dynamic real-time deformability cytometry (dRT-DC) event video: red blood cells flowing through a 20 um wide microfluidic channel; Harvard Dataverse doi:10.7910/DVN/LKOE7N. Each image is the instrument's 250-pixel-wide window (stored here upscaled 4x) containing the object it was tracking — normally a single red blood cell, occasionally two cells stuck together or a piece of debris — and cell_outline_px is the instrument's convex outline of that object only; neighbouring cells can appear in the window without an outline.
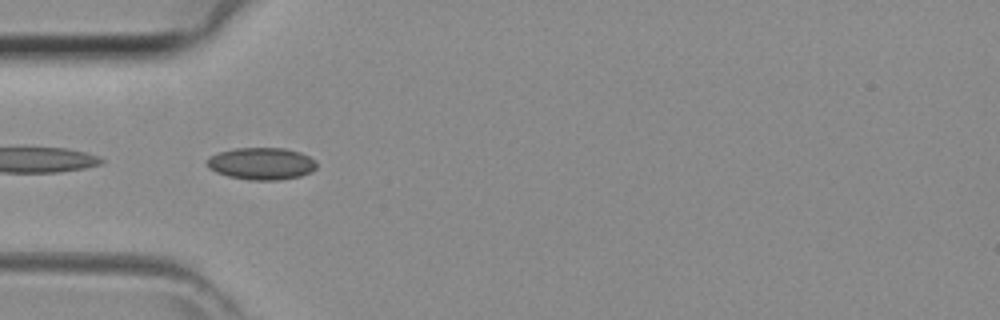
{"species": "common noctule bat (a hibernating species)", "species_latin": "Nyctalus noctula", "temperature_condition": "room temperature", "stored_images_in_passage": 37, "camera_frame_rate_fps": 3000, "um_per_image_px": 0.085, "animal": {"sex": "female", "body_mass_g": 29.2, "forearm_length_mm": 56.3}, "frame": {"image": 1, "passage_image": 8, "time_ms": 2.333, "image_size_px": [1000, 320], "cell_outline_px": [[316, 168], [312, 172], [300, 176], [280, 180], [248, 180], [228, 176], [216, 172], [208, 168], [208, 156], [220, 152], [236, 148], [284, 148], [300, 152], [316, 160]], "centroid_in_image_um": [22.24, 13.91], "position_along_channel_um": 62.8, "area_um2": 20.58}}
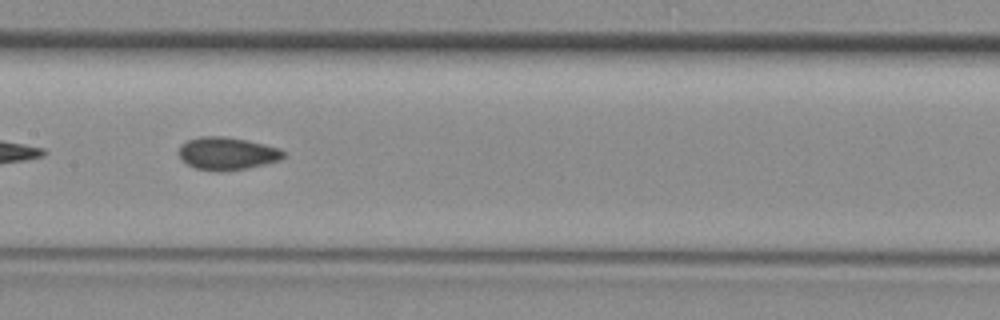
{"frame": {"image": 2, "passage_image": 16, "time_ms": 5.0, "image_size_px": [1000, 320], "cell_outline_px": [[284, 156], [280, 160], [248, 168], [224, 172], [216, 172], [196, 168], [188, 164], [180, 156], [180, 144], [188, 140], [204, 136], [224, 136], [244, 140], [280, 148], [284, 152]], "centroid_in_image_um": [19.31, 13.06], "position_along_channel_um": 188.1, "area_um2": 19.77}}
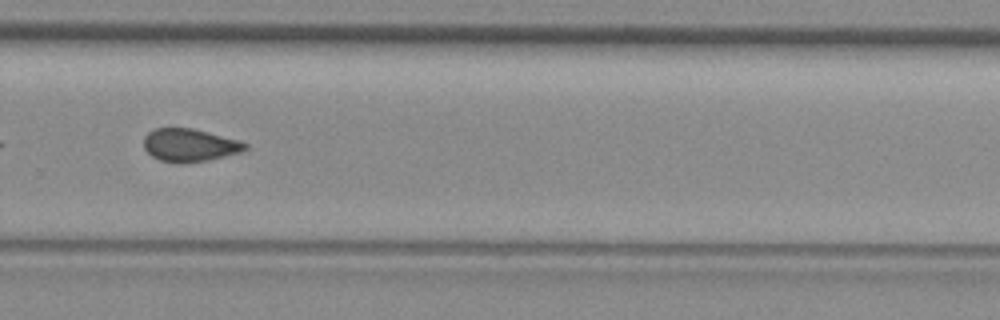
{"frame": {"image": 3, "passage_image": 24, "time_ms": 7.667, "image_size_px": [1000, 320], "cell_outline_px": [[248, 148], [240, 152], [208, 160], [188, 164], [180, 164], [160, 160], [152, 156], [144, 148], [144, 136], [148, 132], [156, 128], [192, 128], [240, 140], [248, 144]], "centroid_in_image_um": [16.12, 12.35], "position_along_channel_um": 313.7, "area_um2": 19.59}}